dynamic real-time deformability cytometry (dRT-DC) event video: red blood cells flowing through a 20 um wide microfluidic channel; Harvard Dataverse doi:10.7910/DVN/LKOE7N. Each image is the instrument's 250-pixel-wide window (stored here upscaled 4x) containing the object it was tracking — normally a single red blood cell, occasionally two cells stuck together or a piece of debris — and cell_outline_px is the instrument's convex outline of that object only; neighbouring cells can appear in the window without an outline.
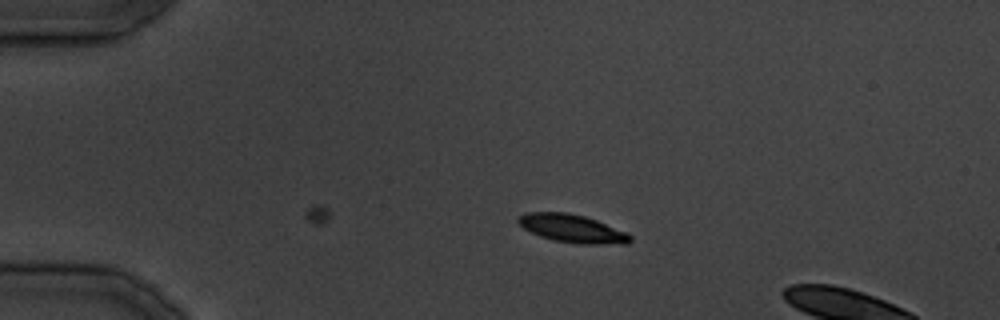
{"species": "common noctule bat (a hibernating species)", "species_latin": "Nyctalus noctula", "temperature_condition": "cold", "stored_images_in_passage": 8, "camera_frame_rate_fps": 3000, "um_per_image_px": 0.085, "animal": {"sex": "male", "body_mass_g": 19.5, "forearm_length_mm": 54.6}, "frame": {"image": 1, "passage_image": 8, "time_ms": 8.667, "image_size_px": [1000, 320], "cell_outline_px": [[632, 240], [628, 244], [580, 244], [552, 240], [540, 236], [524, 228], [516, 220], [524, 212], [568, 212], [584, 216], [596, 220], [628, 232], [632, 236]], "centroid_in_image_um": [48.68, 19.43], "position_along_channel_um": 36.3, "area_um2": 18.44}}